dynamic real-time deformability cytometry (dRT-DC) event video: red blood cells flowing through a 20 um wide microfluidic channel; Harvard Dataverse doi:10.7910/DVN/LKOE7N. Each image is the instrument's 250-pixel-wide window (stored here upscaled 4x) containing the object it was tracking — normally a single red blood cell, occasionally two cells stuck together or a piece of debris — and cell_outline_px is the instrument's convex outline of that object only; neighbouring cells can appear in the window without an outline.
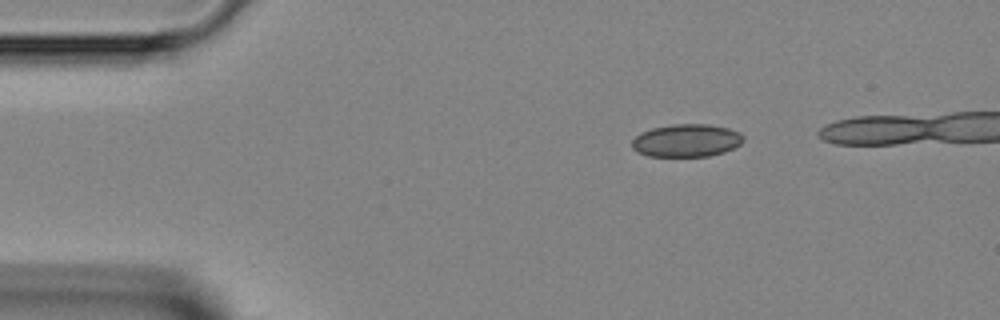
{"species": "Egyptian fruit bat (a non-hibernating species)", "species_latin": "Rousettus aegyptiacus", "temperature_condition": "room temperature", "stored_images_in_passage": 31, "camera_frame_rate_fps": 3000, "um_per_image_px": 0.085, "animal": {"sex": "female"}, "frame": {"image": 1, "passage_image": 1, "time_ms": 0.0, "image_size_px": [1000, 320], "cell_outline_px": [[744, 140], [740, 144], [724, 152], [708, 156], [648, 156], [636, 152], [632, 148], [632, 140], [640, 132], [652, 128], [676, 124], [708, 124], [728, 128], [740, 132], [744, 136]], "centroid_in_image_um": [58.34, 11.94], "position_along_channel_um": 26.7, "area_um2": 21.33}}
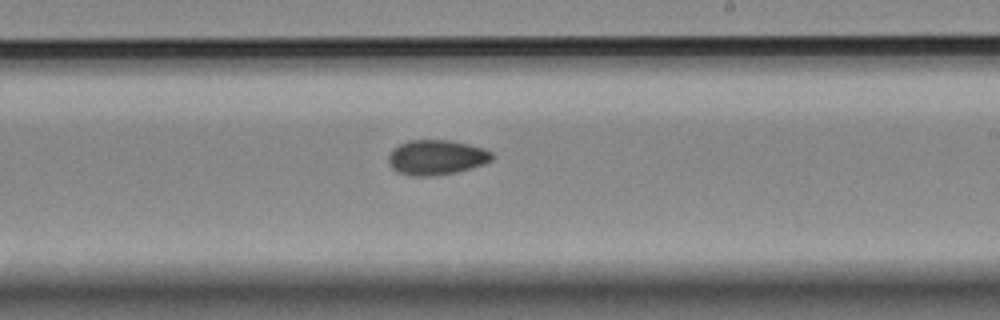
{"frame": {"image": 2, "passage_image": 20, "time_ms": 6.333, "image_size_px": [1000, 320], "cell_outline_px": [[496, 156], [492, 160], [484, 164], [472, 168], [456, 172], [436, 176], [408, 176], [396, 172], [388, 164], [388, 156], [392, 148], [408, 140], [452, 140], [484, 148], [492, 152]], "centroid_in_image_um": [37.09, 13.38], "position_along_channel_um": 251.9, "area_um2": 21.56}}
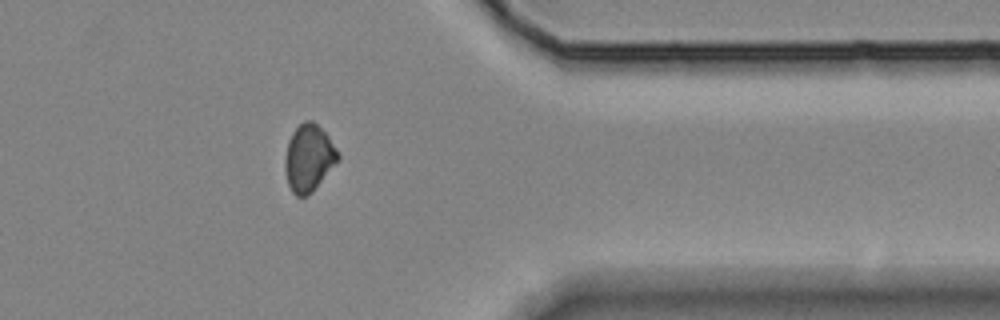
{"frame": {"image": 3, "passage_image": 30, "time_ms": 9.667, "image_size_px": [1000, 320], "cell_outline_px": [[340, 156], [312, 192], [308, 196], [296, 196], [292, 192], [288, 184], [284, 168], [284, 156], [288, 140], [292, 132], [304, 120], [312, 120], [328, 136], [340, 152]], "centroid_in_image_um": [26.21, 13.42], "position_along_channel_um": 385.2, "area_um2": 20.58}}